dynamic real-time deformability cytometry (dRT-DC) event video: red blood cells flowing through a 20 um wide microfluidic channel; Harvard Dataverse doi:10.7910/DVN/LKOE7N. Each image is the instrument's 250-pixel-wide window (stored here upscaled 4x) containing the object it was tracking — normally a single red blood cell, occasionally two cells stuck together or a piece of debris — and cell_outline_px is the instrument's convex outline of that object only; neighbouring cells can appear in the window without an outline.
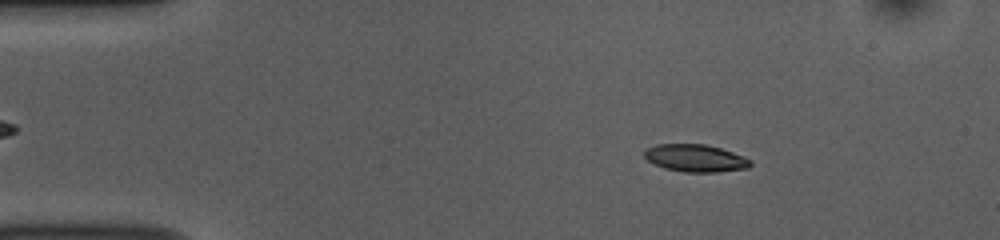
{"species": "common noctule bat (a hibernating species)", "species_latin": "Nyctalus noctula", "temperature_condition": "room temperature", "stored_images_in_passage": 52, "camera_frame_rate_fps": 3000, "um_per_image_px": 0.085, "animal": {"sex": "female", "body_mass_g": 10.0, "forearm_length_mm": 53.1}, "frame": {"image": 1, "passage_image": 8, "time_ms": 2.333, "image_size_px": [1000, 240], "cell_outline_px": [[752, 164], [748, 168], [716, 172], [684, 172], [664, 168], [648, 160], [644, 156], [644, 148], [656, 144], [704, 144], [720, 148], [732, 152], [752, 160]], "centroid_in_image_um": [59.1, 13.44], "position_along_channel_um": 25.9, "area_um2": 16.94}}
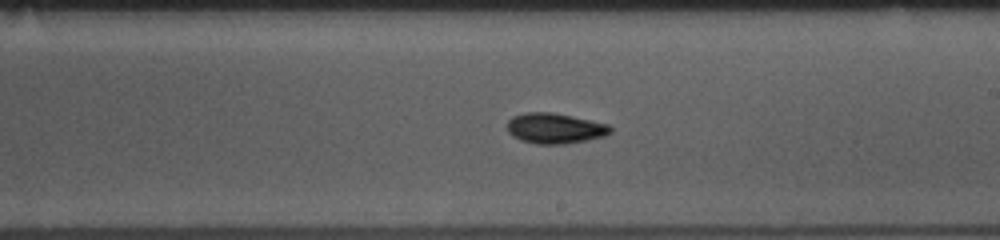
{"frame": {"image": 2, "passage_image": 30, "time_ms": 9.667, "image_size_px": [1000, 240], "cell_outline_px": [[612, 132], [604, 136], [564, 144], [536, 144], [520, 140], [512, 136], [508, 132], [508, 120], [512, 116], [524, 112], [552, 112], [572, 116], [608, 124], [612, 128]], "centroid_in_image_um": [47.14, 10.9], "position_along_channel_um": 241.9, "area_um2": 18.32}}
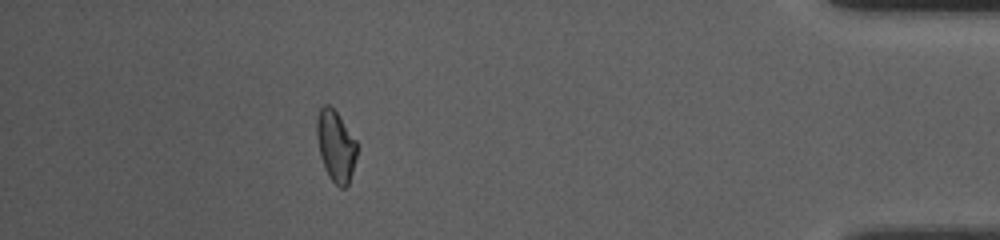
{"frame": {"image": 3, "passage_image": 47, "time_ms": 15.333, "image_size_px": [1000, 240], "cell_outline_px": [[356, 156], [352, 172], [348, 184], [344, 188], [340, 188], [328, 176], [324, 168], [320, 156], [316, 136], [316, 120], [320, 108], [324, 104], [328, 104], [336, 112], [356, 140]], "centroid_in_image_um": [28.51, 12.41], "position_along_channel_um": 406.7, "area_um2": 16.53}, "authors_computed_cell_mechanics": {"area_um2": 17.051, "velocity_mm_per_s": 3.7867, "shape_relaxation_time_tau1_ms": 4.16, "shape_relaxation_time_tau2_ms": 3.7082, "deformation_change_tau1": 0.1225, "deformation_change_tau2": 0.0954}}